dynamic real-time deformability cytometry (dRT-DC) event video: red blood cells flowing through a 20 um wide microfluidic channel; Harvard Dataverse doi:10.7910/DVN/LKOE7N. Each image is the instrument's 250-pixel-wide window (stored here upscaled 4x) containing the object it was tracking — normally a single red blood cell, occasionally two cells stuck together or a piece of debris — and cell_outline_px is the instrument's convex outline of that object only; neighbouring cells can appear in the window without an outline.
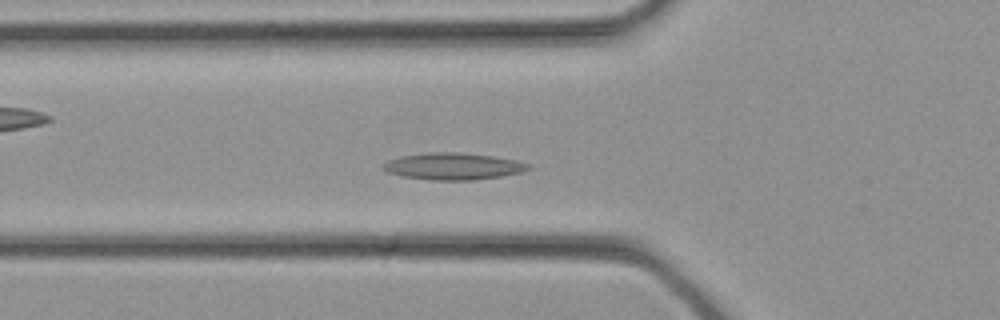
{"species": "common noctule bat (a hibernating species)", "species_latin": "Nyctalus noctula", "temperature_condition": "cold", "stored_images_in_passage": 34, "camera_frame_rate_fps": 3000, "um_per_image_px": 0.085, "animal": {"sex": "female", "body_mass_g": 21.9}, "frame": {"image": 1, "passage_image": 11, "time_ms": 3.333, "image_size_px": [1000, 320], "cell_outline_px": [[532, 168], [520, 172], [500, 176], [472, 180], [432, 180], [404, 176], [388, 172], [380, 168], [380, 164], [388, 160], [400, 156], [428, 152], [456, 152], [492, 156], [516, 160], [528, 164]], "centroid_in_image_um": [38.46, 14.13], "position_along_channel_um": 87.3, "area_um2": 22.6}}
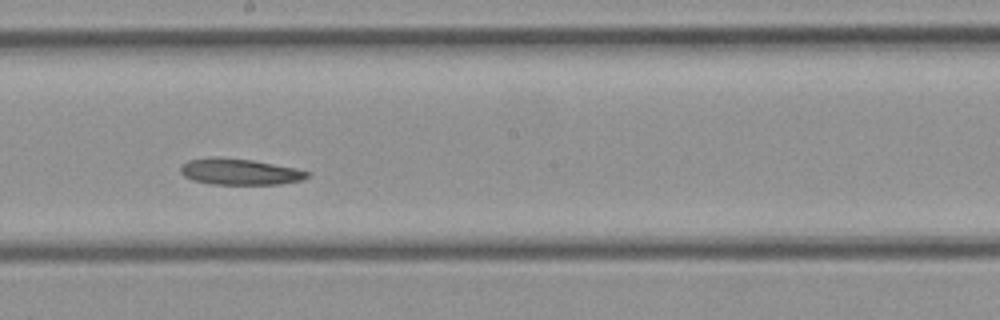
{"frame": {"image": 2, "passage_image": 18, "time_ms": 5.667, "image_size_px": [1000, 320], "cell_outline_px": [[312, 172], [304, 180], [280, 184], [208, 184], [192, 180], [184, 176], [180, 172], [180, 168], [188, 160], [216, 156], [252, 160], [296, 168]], "centroid_in_image_um": [20.39, 14.6], "position_along_channel_um": 227.8, "area_um2": 19.48}}
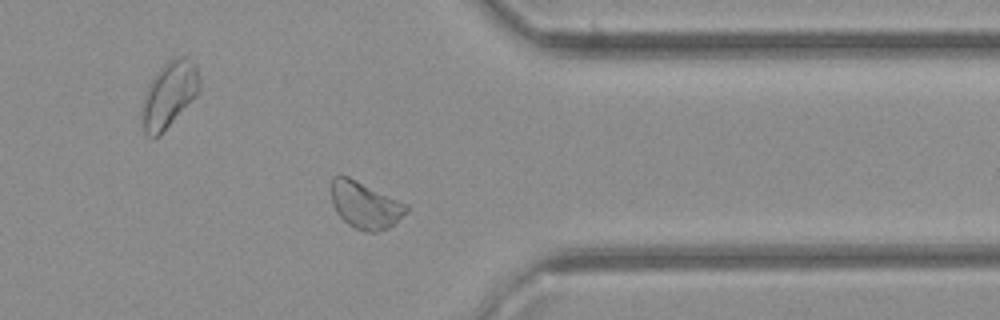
{"frame": {"image": 3, "passage_image": 26, "time_ms": 8.333, "image_size_px": [1000, 320], "cell_outline_px": [[408, 212], [388, 228], [376, 232], [368, 232], [356, 228], [348, 224], [336, 212], [332, 204], [332, 176], [348, 176], [408, 204]], "centroid_in_image_um": [31.05, 17.44], "position_along_channel_um": 380.4, "area_um2": 20.35}}